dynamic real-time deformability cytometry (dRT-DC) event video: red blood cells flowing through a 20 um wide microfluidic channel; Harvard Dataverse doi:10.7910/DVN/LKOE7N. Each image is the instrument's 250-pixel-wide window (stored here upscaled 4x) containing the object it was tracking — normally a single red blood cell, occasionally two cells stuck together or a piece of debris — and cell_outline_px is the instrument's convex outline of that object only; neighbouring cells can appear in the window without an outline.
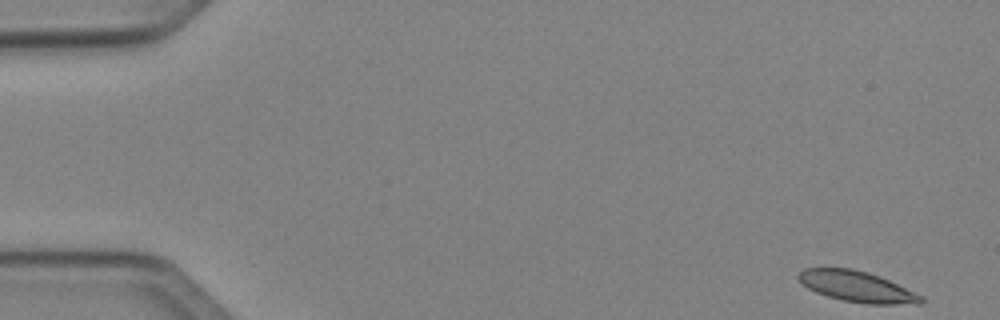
{"species": "Egyptian fruit bat (a non-hibernating species)", "species_latin": "Rousettus aegyptiacus", "temperature_condition": "cold", "stored_images_in_passage": 7, "camera_frame_rate_fps": 3000, "um_per_image_px": 0.085, "animal": {"sex": "female"}, "frame": {"image": 1, "passage_image": 1, "time_ms": 0.0, "image_size_px": [1000, 320], "cell_outline_px": [[924, 300], [920, 304], [868, 304], [844, 300], [828, 296], [816, 292], [808, 288], [796, 276], [804, 268], [852, 268], [868, 272], [880, 276], [924, 296]], "centroid_in_image_um": [72.88, 24.35], "position_along_channel_um": 12.1, "area_um2": 21.91}}
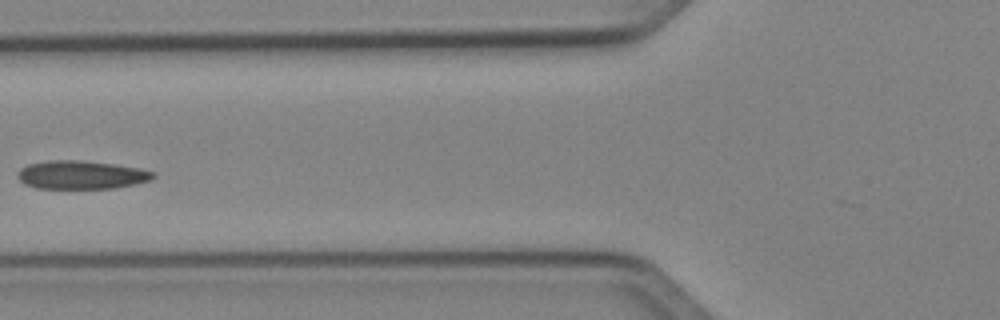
{"frame": {"image": 2, "passage_image": 6, "time_ms": 6.0, "image_size_px": [1000, 320], "cell_outline_px": [[156, 176], [152, 180], [136, 184], [112, 188], [36, 188], [24, 184], [16, 176], [16, 172], [20, 168], [28, 164], [48, 160], [76, 160], [112, 164], [140, 168], [156, 172]], "centroid_in_image_um": [6.9, 14.86], "position_along_channel_um": 118.9, "area_um2": 22.54}}
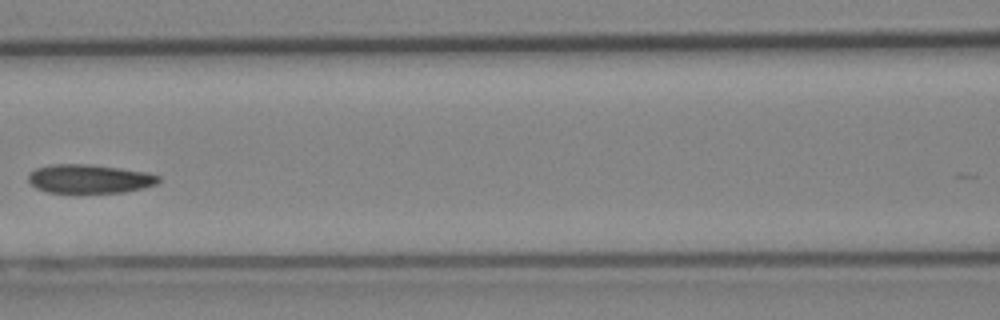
{"frame": {"image": 3, "passage_image": 7, "time_ms": 7.0, "image_size_px": [1000, 320], "cell_outline_px": [[160, 180], [156, 184], [144, 188], [124, 192], [48, 192], [36, 188], [28, 180], [28, 172], [36, 168], [52, 164], [88, 164], [120, 168], [148, 172], [160, 176]], "centroid_in_image_um": [7.61, 15.19], "position_along_channel_um": 159.0, "area_um2": 21.85}}